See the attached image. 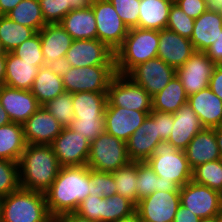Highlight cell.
I'll list each match as a JSON object with an SVG mask.
<instances>
[{"label":"cell","mask_w":222,"mask_h":222,"mask_svg":"<svg viewBox=\"0 0 222 222\" xmlns=\"http://www.w3.org/2000/svg\"><path fill=\"white\" fill-rule=\"evenodd\" d=\"M35 33L34 29L14 22L6 15H0V42L6 53L13 51Z\"/></svg>","instance_id":"d6a6232c"},{"label":"cell","mask_w":222,"mask_h":222,"mask_svg":"<svg viewBox=\"0 0 222 222\" xmlns=\"http://www.w3.org/2000/svg\"><path fill=\"white\" fill-rule=\"evenodd\" d=\"M115 222H142L139 214L135 211L131 215L121 218Z\"/></svg>","instance_id":"94428289"},{"label":"cell","mask_w":222,"mask_h":222,"mask_svg":"<svg viewBox=\"0 0 222 222\" xmlns=\"http://www.w3.org/2000/svg\"><path fill=\"white\" fill-rule=\"evenodd\" d=\"M45 193L19 188L3 197L1 222H54Z\"/></svg>","instance_id":"5b68a950"},{"label":"cell","mask_w":222,"mask_h":222,"mask_svg":"<svg viewBox=\"0 0 222 222\" xmlns=\"http://www.w3.org/2000/svg\"><path fill=\"white\" fill-rule=\"evenodd\" d=\"M149 113L119 106H106L104 113L105 132L127 142Z\"/></svg>","instance_id":"2e32d148"},{"label":"cell","mask_w":222,"mask_h":222,"mask_svg":"<svg viewBox=\"0 0 222 222\" xmlns=\"http://www.w3.org/2000/svg\"><path fill=\"white\" fill-rule=\"evenodd\" d=\"M174 0H140L138 28L162 30L167 27Z\"/></svg>","instance_id":"83f0119b"},{"label":"cell","mask_w":222,"mask_h":222,"mask_svg":"<svg viewBox=\"0 0 222 222\" xmlns=\"http://www.w3.org/2000/svg\"><path fill=\"white\" fill-rule=\"evenodd\" d=\"M187 103L204 128L222 125V100L209 87L188 96Z\"/></svg>","instance_id":"44dd1931"},{"label":"cell","mask_w":222,"mask_h":222,"mask_svg":"<svg viewBox=\"0 0 222 222\" xmlns=\"http://www.w3.org/2000/svg\"><path fill=\"white\" fill-rule=\"evenodd\" d=\"M89 195L111 197L117 194L116 183L111 172L89 169Z\"/></svg>","instance_id":"ab89813d"},{"label":"cell","mask_w":222,"mask_h":222,"mask_svg":"<svg viewBox=\"0 0 222 222\" xmlns=\"http://www.w3.org/2000/svg\"><path fill=\"white\" fill-rule=\"evenodd\" d=\"M0 103L11 122L19 124L28 120L40 107L30 90L16 89L7 85L0 86Z\"/></svg>","instance_id":"ac0fdd59"},{"label":"cell","mask_w":222,"mask_h":222,"mask_svg":"<svg viewBox=\"0 0 222 222\" xmlns=\"http://www.w3.org/2000/svg\"><path fill=\"white\" fill-rule=\"evenodd\" d=\"M199 222H218V215L208 218H202L199 220Z\"/></svg>","instance_id":"e7e4bbea"},{"label":"cell","mask_w":222,"mask_h":222,"mask_svg":"<svg viewBox=\"0 0 222 222\" xmlns=\"http://www.w3.org/2000/svg\"><path fill=\"white\" fill-rule=\"evenodd\" d=\"M194 21L192 17H189L182 9L174 2L169 10L167 29L174 31L175 33L191 38L194 28Z\"/></svg>","instance_id":"7bdbcfd3"},{"label":"cell","mask_w":222,"mask_h":222,"mask_svg":"<svg viewBox=\"0 0 222 222\" xmlns=\"http://www.w3.org/2000/svg\"><path fill=\"white\" fill-rule=\"evenodd\" d=\"M38 69L33 63L24 61L12 52H7L4 85L16 89L31 90Z\"/></svg>","instance_id":"4316f807"},{"label":"cell","mask_w":222,"mask_h":222,"mask_svg":"<svg viewBox=\"0 0 222 222\" xmlns=\"http://www.w3.org/2000/svg\"><path fill=\"white\" fill-rule=\"evenodd\" d=\"M51 147L61 167L87 165L90 142L81 133L63 127L51 143Z\"/></svg>","instance_id":"7c38bea8"},{"label":"cell","mask_w":222,"mask_h":222,"mask_svg":"<svg viewBox=\"0 0 222 222\" xmlns=\"http://www.w3.org/2000/svg\"><path fill=\"white\" fill-rule=\"evenodd\" d=\"M151 112L152 97L130 77L116 73L107 90V105Z\"/></svg>","instance_id":"ba28073f"},{"label":"cell","mask_w":222,"mask_h":222,"mask_svg":"<svg viewBox=\"0 0 222 222\" xmlns=\"http://www.w3.org/2000/svg\"><path fill=\"white\" fill-rule=\"evenodd\" d=\"M14 55L24 61L33 63L38 68L45 66L41 47V39L38 32L22 42L17 48L11 51Z\"/></svg>","instance_id":"60d3db41"},{"label":"cell","mask_w":222,"mask_h":222,"mask_svg":"<svg viewBox=\"0 0 222 222\" xmlns=\"http://www.w3.org/2000/svg\"><path fill=\"white\" fill-rule=\"evenodd\" d=\"M0 56H6V52L2 48L1 42H0Z\"/></svg>","instance_id":"03108f58"},{"label":"cell","mask_w":222,"mask_h":222,"mask_svg":"<svg viewBox=\"0 0 222 222\" xmlns=\"http://www.w3.org/2000/svg\"><path fill=\"white\" fill-rule=\"evenodd\" d=\"M176 75V69L155 57L134 67L127 76L153 97Z\"/></svg>","instance_id":"9a60e30c"},{"label":"cell","mask_w":222,"mask_h":222,"mask_svg":"<svg viewBox=\"0 0 222 222\" xmlns=\"http://www.w3.org/2000/svg\"><path fill=\"white\" fill-rule=\"evenodd\" d=\"M92 0H68L70 11L75 9H85L91 6Z\"/></svg>","instance_id":"6f0895ef"},{"label":"cell","mask_w":222,"mask_h":222,"mask_svg":"<svg viewBox=\"0 0 222 222\" xmlns=\"http://www.w3.org/2000/svg\"><path fill=\"white\" fill-rule=\"evenodd\" d=\"M121 20L130 28L138 27L140 0H109Z\"/></svg>","instance_id":"bcb514c9"},{"label":"cell","mask_w":222,"mask_h":222,"mask_svg":"<svg viewBox=\"0 0 222 222\" xmlns=\"http://www.w3.org/2000/svg\"><path fill=\"white\" fill-rule=\"evenodd\" d=\"M221 203L222 194L206 185L191 180L180 188V205L201 219L218 215Z\"/></svg>","instance_id":"8fae6325"},{"label":"cell","mask_w":222,"mask_h":222,"mask_svg":"<svg viewBox=\"0 0 222 222\" xmlns=\"http://www.w3.org/2000/svg\"><path fill=\"white\" fill-rule=\"evenodd\" d=\"M14 22L39 32L44 25V17L38 0H22L6 14Z\"/></svg>","instance_id":"836d02e7"},{"label":"cell","mask_w":222,"mask_h":222,"mask_svg":"<svg viewBox=\"0 0 222 222\" xmlns=\"http://www.w3.org/2000/svg\"><path fill=\"white\" fill-rule=\"evenodd\" d=\"M89 168L83 166L61 167L45 192L47 209L56 220L59 216L76 212L80 203L89 195Z\"/></svg>","instance_id":"6da1fadb"},{"label":"cell","mask_w":222,"mask_h":222,"mask_svg":"<svg viewBox=\"0 0 222 222\" xmlns=\"http://www.w3.org/2000/svg\"><path fill=\"white\" fill-rule=\"evenodd\" d=\"M22 0H0V15H6L15 8Z\"/></svg>","instance_id":"9f6ffc18"},{"label":"cell","mask_w":222,"mask_h":222,"mask_svg":"<svg viewBox=\"0 0 222 222\" xmlns=\"http://www.w3.org/2000/svg\"><path fill=\"white\" fill-rule=\"evenodd\" d=\"M192 181L222 194V159L209 161L192 170Z\"/></svg>","instance_id":"d590c367"},{"label":"cell","mask_w":222,"mask_h":222,"mask_svg":"<svg viewBox=\"0 0 222 222\" xmlns=\"http://www.w3.org/2000/svg\"><path fill=\"white\" fill-rule=\"evenodd\" d=\"M207 56L217 65L222 64V30L219 38L205 51Z\"/></svg>","instance_id":"816d5d0a"},{"label":"cell","mask_w":222,"mask_h":222,"mask_svg":"<svg viewBox=\"0 0 222 222\" xmlns=\"http://www.w3.org/2000/svg\"><path fill=\"white\" fill-rule=\"evenodd\" d=\"M174 3L193 19L198 18L209 9L204 0H174Z\"/></svg>","instance_id":"681fc988"},{"label":"cell","mask_w":222,"mask_h":222,"mask_svg":"<svg viewBox=\"0 0 222 222\" xmlns=\"http://www.w3.org/2000/svg\"><path fill=\"white\" fill-rule=\"evenodd\" d=\"M47 66L53 73L59 75L60 77H63L72 67L67 61L66 57L58 58L57 60L49 63Z\"/></svg>","instance_id":"f5cc1de1"},{"label":"cell","mask_w":222,"mask_h":222,"mask_svg":"<svg viewBox=\"0 0 222 222\" xmlns=\"http://www.w3.org/2000/svg\"><path fill=\"white\" fill-rule=\"evenodd\" d=\"M215 135L222 158V125L215 128Z\"/></svg>","instance_id":"be15d7a7"},{"label":"cell","mask_w":222,"mask_h":222,"mask_svg":"<svg viewBox=\"0 0 222 222\" xmlns=\"http://www.w3.org/2000/svg\"><path fill=\"white\" fill-rule=\"evenodd\" d=\"M11 120L6 112V110L2 107L0 103V127L10 123Z\"/></svg>","instance_id":"6125c7cd"},{"label":"cell","mask_w":222,"mask_h":222,"mask_svg":"<svg viewBox=\"0 0 222 222\" xmlns=\"http://www.w3.org/2000/svg\"><path fill=\"white\" fill-rule=\"evenodd\" d=\"M136 205L126 197L114 194L103 197V222H115L135 212Z\"/></svg>","instance_id":"74e56055"},{"label":"cell","mask_w":222,"mask_h":222,"mask_svg":"<svg viewBox=\"0 0 222 222\" xmlns=\"http://www.w3.org/2000/svg\"><path fill=\"white\" fill-rule=\"evenodd\" d=\"M20 188L18 162L0 159V197Z\"/></svg>","instance_id":"b9f144b4"},{"label":"cell","mask_w":222,"mask_h":222,"mask_svg":"<svg viewBox=\"0 0 222 222\" xmlns=\"http://www.w3.org/2000/svg\"><path fill=\"white\" fill-rule=\"evenodd\" d=\"M209 88L222 100V64L215 67L209 81Z\"/></svg>","instance_id":"f907efd6"},{"label":"cell","mask_w":222,"mask_h":222,"mask_svg":"<svg viewBox=\"0 0 222 222\" xmlns=\"http://www.w3.org/2000/svg\"><path fill=\"white\" fill-rule=\"evenodd\" d=\"M41 39L44 64L47 66L58 58L65 57L73 38L60 23L46 24L38 32Z\"/></svg>","instance_id":"cb8c5ba5"},{"label":"cell","mask_w":222,"mask_h":222,"mask_svg":"<svg viewBox=\"0 0 222 222\" xmlns=\"http://www.w3.org/2000/svg\"><path fill=\"white\" fill-rule=\"evenodd\" d=\"M218 222H222V212L218 214Z\"/></svg>","instance_id":"a7ac6f4b"},{"label":"cell","mask_w":222,"mask_h":222,"mask_svg":"<svg viewBox=\"0 0 222 222\" xmlns=\"http://www.w3.org/2000/svg\"><path fill=\"white\" fill-rule=\"evenodd\" d=\"M221 12L207 10L194 21L191 42L195 51L205 52L221 35Z\"/></svg>","instance_id":"d4e9b609"},{"label":"cell","mask_w":222,"mask_h":222,"mask_svg":"<svg viewBox=\"0 0 222 222\" xmlns=\"http://www.w3.org/2000/svg\"><path fill=\"white\" fill-rule=\"evenodd\" d=\"M158 42V30L130 28L115 51L116 73L127 75L137 65L157 57Z\"/></svg>","instance_id":"3957f363"},{"label":"cell","mask_w":222,"mask_h":222,"mask_svg":"<svg viewBox=\"0 0 222 222\" xmlns=\"http://www.w3.org/2000/svg\"><path fill=\"white\" fill-rule=\"evenodd\" d=\"M55 222H97L80 216L76 212H70L59 216Z\"/></svg>","instance_id":"11a10c76"},{"label":"cell","mask_w":222,"mask_h":222,"mask_svg":"<svg viewBox=\"0 0 222 222\" xmlns=\"http://www.w3.org/2000/svg\"><path fill=\"white\" fill-rule=\"evenodd\" d=\"M30 91L36 97L40 106H43L64 93L65 89L62 77L53 73L48 66H42L38 69Z\"/></svg>","instance_id":"f546056e"},{"label":"cell","mask_w":222,"mask_h":222,"mask_svg":"<svg viewBox=\"0 0 222 222\" xmlns=\"http://www.w3.org/2000/svg\"><path fill=\"white\" fill-rule=\"evenodd\" d=\"M19 165L20 188L45 193L60 171L51 145L26 144Z\"/></svg>","instance_id":"7a4b0ae2"},{"label":"cell","mask_w":222,"mask_h":222,"mask_svg":"<svg viewBox=\"0 0 222 222\" xmlns=\"http://www.w3.org/2000/svg\"><path fill=\"white\" fill-rule=\"evenodd\" d=\"M137 203L150 196L155 191L162 190L165 186L156 175L150 165L144 162H137Z\"/></svg>","instance_id":"8d00e7d4"},{"label":"cell","mask_w":222,"mask_h":222,"mask_svg":"<svg viewBox=\"0 0 222 222\" xmlns=\"http://www.w3.org/2000/svg\"><path fill=\"white\" fill-rule=\"evenodd\" d=\"M157 121L148 115L142 125L130 136L127 143L129 159L134 162L147 161L155 146L161 142Z\"/></svg>","instance_id":"ffe728a7"},{"label":"cell","mask_w":222,"mask_h":222,"mask_svg":"<svg viewBox=\"0 0 222 222\" xmlns=\"http://www.w3.org/2000/svg\"><path fill=\"white\" fill-rule=\"evenodd\" d=\"M201 218L191 212V210L180 205L176 211L173 222H199Z\"/></svg>","instance_id":"db71d44e"},{"label":"cell","mask_w":222,"mask_h":222,"mask_svg":"<svg viewBox=\"0 0 222 222\" xmlns=\"http://www.w3.org/2000/svg\"><path fill=\"white\" fill-rule=\"evenodd\" d=\"M25 147L22 124L10 122L0 127V159L19 162Z\"/></svg>","instance_id":"4dcf8cb0"},{"label":"cell","mask_w":222,"mask_h":222,"mask_svg":"<svg viewBox=\"0 0 222 222\" xmlns=\"http://www.w3.org/2000/svg\"><path fill=\"white\" fill-rule=\"evenodd\" d=\"M184 151L192 170L206 162L222 159L216 141L215 128H203L189 142Z\"/></svg>","instance_id":"603a6c76"},{"label":"cell","mask_w":222,"mask_h":222,"mask_svg":"<svg viewBox=\"0 0 222 222\" xmlns=\"http://www.w3.org/2000/svg\"><path fill=\"white\" fill-rule=\"evenodd\" d=\"M173 115V128L167 141L177 149L185 150L189 142L204 127L188 103L181 106Z\"/></svg>","instance_id":"7402d4cb"},{"label":"cell","mask_w":222,"mask_h":222,"mask_svg":"<svg viewBox=\"0 0 222 222\" xmlns=\"http://www.w3.org/2000/svg\"><path fill=\"white\" fill-rule=\"evenodd\" d=\"M113 174L117 194L137 204V162L131 161L124 167L111 172Z\"/></svg>","instance_id":"e575fe53"},{"label":"cell","mask_w":222,"mask_h":222,"mask_svg":"<svg viewBox=\"0 0 222 222\" xmlns=\"http://www.w3.org/2000/svg\"><path fill=\"white\" fill-rule=\"evenodd\" d=\"M2 202H3V198L0 197V222H1Z\"/></svg>","instance_id":"003e7915"},{"label":"cell","mask_w":222,"mask_h":222,"mask_svg":"<svg viewBox=\"0 0 222 222\" xmlns=\"http://www.w3.org/2000/svg\"><path fill=\"white\" fill-rule=\"evenodd\" d=\"M46 24L60 23L70 12L68 0H38Z\"/></svg>","instance_id":"f6af8a7d"},{"label":"cell","mask_w":222,"mask_h":222,"mask_svg":"<svg viewBox=\"0 0 222 222\" xmlns=\"http://www.w3.org/2000/svg\"><path fill=\"white\" fill-rule=\"evenodd\" d=\"M195 52L189 38L183 37L172 30H159L157 57L174 69L180 68Z\"/></svg>","instance_id":"d6986e66"},{"label":"cell","mask_w":222,"mask_h":222,"mask_svg":"<svg viewBox=\"0 0 222 222\" xmlns=\"http://www.w3.org/2000/svg\"><path fill=\"white\" fill-rule=\"evenodd\" d=\"M56 120L63 126L68 127L75 118L73 111L72 93L64 92L43 105Z\"/></svg>","instance_id":"f35d334b"},{"label":"cell","mask_w":222,"mask_h":222,"mask_svg":"<svg viewBox=\"0 0 222 222\" xmlns=\"http://www.w3.org/2000/svg\"><path fill=\"white\" fill-rule=\"evenodd\" d=\"M6 74V56H0V86L4 85Z\"/></svg>","instance_id":"680465c9"},{"label":"cell","mask_w":222,"mask_h":222,"mask_svg":"<svg viewBox=\"0 0 222 222\" xmlns=\"http://www.w3.org/2000/svg\"><path fill=\"white\" fill-rule=\"evenodd\" d=\"M76 213L90 220L103 222V197L88 195L80 203Z\"/></svg>","instance_id":"7dc6e473"},{"label":"cell","mask_w":222,"mask_h":222,"mask_svg":"<svg viewBox=\"0 0 222 222\" xmlns=\"http://www.w3.org/2000/svg\"><path fill=\"white\" fill-rule=\"evenodd\" d=\"M65 57L72 67L115 65V52L98 39L73 40Z\"/></svg>","instance_id":"5bb4252c"},{"label":"cell","mask_w":222,"mask_h":222,"mask_svg":"<svg viewBox=\"0 0 222 222\" xmlns=\"http://www.w3.org/2000/svg\"><path fill=\"white\" fill-rule=\"evenodd\" d=\"M116 74L115 65L71 67L62 77L65 92H107Z\"/></svg>","instance_id":"52a82bcc"},{"label":"cell","mask_w":222,"mask_h":222,"mask_svg":"<svg viewBox=\"0 0 222 222\" xmlns=\"http://www.w3.org/2000/svg\"><path fill=\"white\" fill-rule=\"evenodd\" d=\"M60 24L73 40L97 39L96 21L91 6L85 9L71 10Z\"/></svg>","instance_id":"484cf974"},{"label":"cell","mask_w":222,"mask_h":222,"mask_svg":"<svg viewBox=\"0 0 222 222\" xmlns=\"http://www.w3.org/2000/svg\"><path fill=\"white\" fill-rule=\"evenodd\" d=\"M165 187L181 188L192 180V169L184 150L168 141L159 142L146 161Z\"/></svg>","instance_id":"277c9868"},{"label":"cell","mask_w":222,"mask_h":222,"mask_svg":"<svg viewBox=\"0 0 222 222\" xmlns=\"http://www.w3.org/2000/svg\"><path fill=\"white\" fill-rule=\"evenodd\" d=\"M217 64L205 52L195 51L191 57L176 69V76L188 96L209 87V81Z\"/></svg>","instance_id":"4fadbf2b"},{"label":"cell","mask_w":222,"mask_h":222,"mask_svg":"<svg viewBox=\"0 0 222 222\" xmlns=\"http://www.w3.org/2000/svg\"><path fill=\"white\" fill-rule=\"evenodd\" d=\"M149 115L157 121L158 134L162 141H167L173 128L174 115L152 110Z\"/></svg>","instance_id":"c3c4849f"},{"label":"cell","mask_w":222,"mask_h":222,"mask_svg":"<svg viewBox=\"0 0 222 222\" xmlns=\"http://www.w3.org/2000/svg\"><path fill=\"white\" fill-rule=\"evenodd\" d=\"M68 127L74 132L81 133L92 143L105 131L104 117L74 118Z\"/></svg>","instance_id":"ee69618b"},{"label":"cell","mask_w":222,"mask_h":222,"mask_svg":"<svg viewBox=\"0 0 222 222\" xmlns=\"http://www.w3.org/2000/svg\"><path fill=\"white\" fill-rule=\"evenodd\" d=\"M130 162L127 143L105 131L90 143L86 165L89 169L113 172Z\"/></svg>","instance_id":"8992f818"},{"label":"cell","mask_w":222,"mask_h":222,"mask_svg":"<svg viewBox=\"0 0 222 222\" xmlns=\"http://www.w3.org/2000/svg\"><path fill=\"white\" fill-rule=\"evenodd\" d=\"M22 125L26 144L35 145H51L63 129V126L43 106H40Z\"/></svg>","instance_id":"e0dca14e"},{"label":"cell","mask_w":222,"mask_h":222,"mask_svg":"<svg viewBox=\"0 0 222 222\" xmlns=\"http://www.w3.org/2000/svg\"><path fill=\"white\" fill-rule=\"evenodd\" d=\"M212 11H222V0H204Z\"/></svg>","instance_id":"91938a15"},{"label":"cell","mask_w":222,"mask_h":222,"mask_svg":"<svg viewBox=\"0 0 222 222\" xmlns=\"http://www.w3.org/2000/svg\"><path fill=\"white\" fill-rule=\"evenodd\" d=\"M188 95L182 82L175 75L167 86L152 97V109L162 113L174 114L187 104Z\"/></svg>","instance_id":"f1b7e54d"},{"label":"cell","mask_w":222,"mask_h":222,"mask_svg":"<svg viewBox=\"0 0 222 222\" xmlns=\"http://www.w3.org/2000/svg\"><path fill=\"white\" fill-rule=\"evenodd\" d=\"M72 101L75 118L104 117L107 92H76Z\"/></svg>","instance_id":"1f68e13d"},{"label":"cell","mask_w":222,"mask_h":222,"mask_svg":"<svg viewBox=\"0 0 222 222\" xmlns=\"http://www.w3.org/2000/svg\"><path fill=\"white\" fill-rule=\"evenodd\" d=\"M180 206V188L164 187L138 201L135 211L142 222H173Z\"/></svg>","instance_id":"9c48e42d"},{"label":"cell","mask_w":222,"mask_h":222,"mask_svg":"<svg viewBox=\"0 0 222 222\" xmlns=\"http://www.w3.org/2000/svg\"><path fill=\"white\" fill-rule=\"evenodd\" d=\"M97 39L116 51L123 43L129 28L121 20L109 0H92Z\"/></svg>","instance_id":"30bf717a"}]
</instances>
